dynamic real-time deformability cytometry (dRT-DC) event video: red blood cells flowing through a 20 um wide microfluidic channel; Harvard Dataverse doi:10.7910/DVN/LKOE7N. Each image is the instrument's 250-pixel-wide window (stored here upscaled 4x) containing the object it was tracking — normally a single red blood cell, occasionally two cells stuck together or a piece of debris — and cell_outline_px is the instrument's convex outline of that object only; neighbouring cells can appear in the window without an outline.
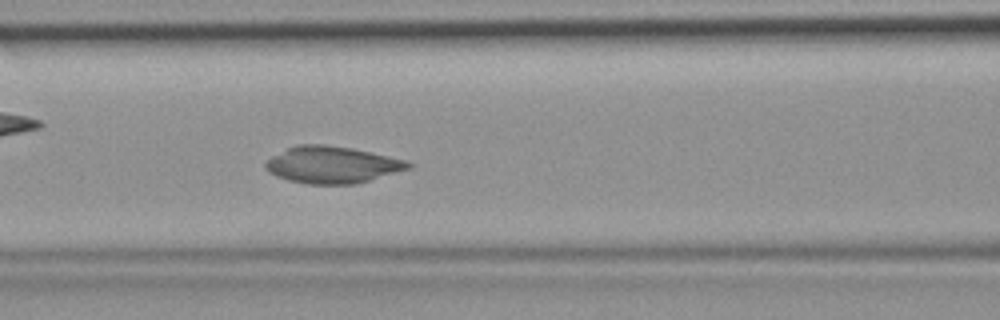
{"species": "common noctule bat (a hibernating species)", "species_latin": "Nyctalus noctula", "temperature_condition": "room temperature", "stored_images_in_passage": 48, "camera_frame_rate_fps": 3000, "um_per_image_px": 0.085, "animal": {"sex": "female", "body_mass_g": 19.9}, "frame": {"image": 1, "passage_image": 21, "time_ms": 6.667, "image_size_px": [1000, 320], "cell_outline_px": [[416, 164], [412, 168], [356, 184], [308, 184], [288, 180], [276, 176], [268, 172], [264, 168], [264, 164], [272, 156], [296, 144], [324, 144], [352, 148], [408, 160]], "centroid_in_image_um": [28.27, 14.0], "position_along_channel_um": 138.3, "area_um2": 30.92}}